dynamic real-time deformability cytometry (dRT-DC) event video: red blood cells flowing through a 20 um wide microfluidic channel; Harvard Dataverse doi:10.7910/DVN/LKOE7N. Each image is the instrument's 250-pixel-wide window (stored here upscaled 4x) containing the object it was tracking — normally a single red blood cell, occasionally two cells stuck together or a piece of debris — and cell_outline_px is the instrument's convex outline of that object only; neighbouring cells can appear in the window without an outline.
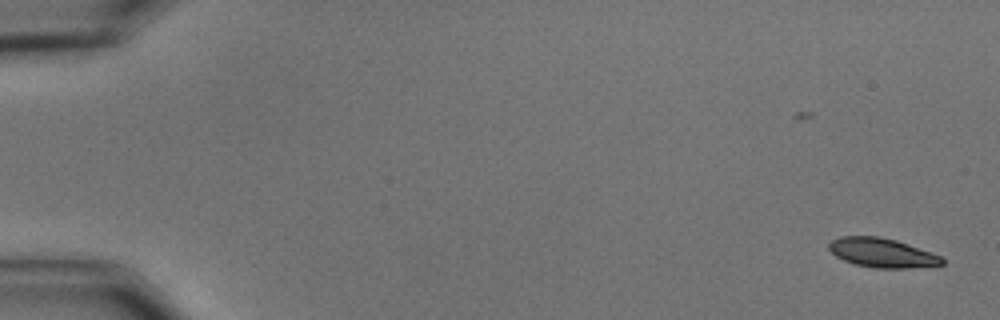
{"species": "common noctule bat (a hibernating species)", "species_latin": "Nyctalus noctula", "temperature_condition": "cold", "stored_images_in_passage": 56, "camera_frame_rate_fps": 3000, "um_per_image_px": 0.085, "animal": {"sex": "male", "body_mass_g": 15.6}, "frame": {"image": 1, "passage_image": 1, "time_ms": 0.0, "image_size_px": [1000, 320], "cell_outline_px": [[944, 264], [908, 268], [876, 268], [856, 264], [844, 260], [836, 256], [828, 248], [828, 244], [832, 240], [840, 236], [880, 236], [896, 240], [932, 252], [940, 256], [944, 260]], "centroid_in_image_um": [74.97, 21.48], "position_along_channel_um": 10.0, "area_um2": 19.19}}
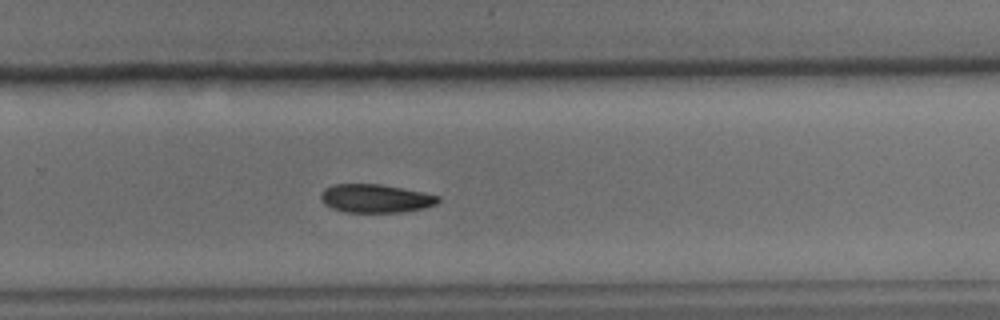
{"frame": {"image": 2, "passage_image": 38, "time_ms": 12.333, "image_size_px": [1000, 320], "cell_outline_px": [[440, 200], [436, 204], [424, 208], [404, 212], [344, 212], [332, 208], [324, 204], [320, 200], [320, 196], [324, 188], [332, 184], [380, 184], [440, 196]], "centroid_in_image_um": [31.88, 16.87], "position_along_channel_um": 297.9, "area_um2": 19.42}}
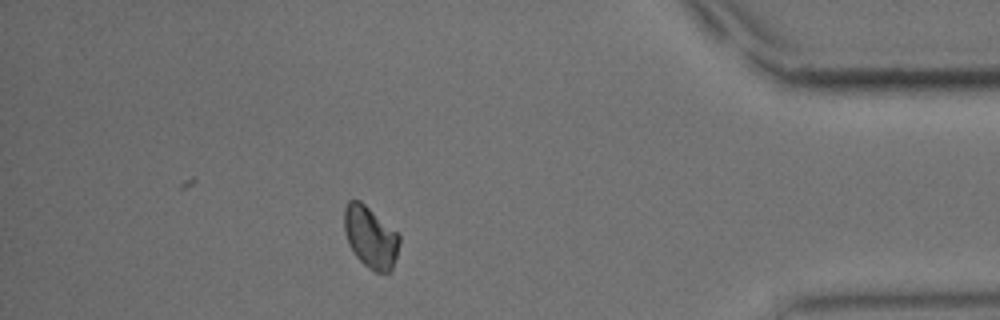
{"frame": {"image": 3, "passage_image": 50, "time_ms": 16.333, "image_size_px": [1000, 320], "cell_outline_px": [[400, 240], [396, 256], [392, 268], [388, 272], [376, 272], [368, 268], [356, 256], [348, 244], [344, 232], [344, 208], [348, 200], [360, 200], [396, 232], [400, 236]], "centroid_in_image_um": [31.46, 20.15], "position_along_channel_um": 403.7, "area_um2": 19.59}, "authors_computed_cell_mechanics": {"area_um2": 20.0277, "velocity_mm_per_s": 3.5421, "shape_relaxation_time_tau1_ms": 2.741, "shape_relaxation_time_tau2_ms": null, "deformation_change_tau1": 0.0903, "deformation_change_tau2": null}}